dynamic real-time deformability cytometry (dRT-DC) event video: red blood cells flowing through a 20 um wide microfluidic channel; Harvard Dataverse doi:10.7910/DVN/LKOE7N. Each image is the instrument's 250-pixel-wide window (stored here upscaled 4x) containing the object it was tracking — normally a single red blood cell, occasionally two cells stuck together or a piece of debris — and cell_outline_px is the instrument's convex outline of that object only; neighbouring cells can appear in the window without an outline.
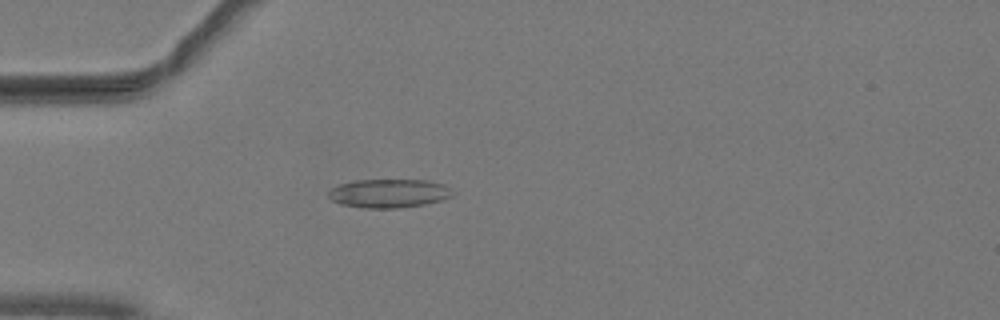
{"species": "common noctule bat (a hibernating species)", "species_latin": "Nyctalus noctula", "temperature_condition": "warm", "stored_images_in_passage": 51, "camera_frame_rate_fps": 3000, "um_per_image_px": 0.085, "animal": {"sex": "male", "body_mass_g": 19.2, "forearm_length_mm": 51.8}, "frame": {"image": 1, "passage_image": 15, "time_ms": 4.667, "image_size_px": [1000, 320], "cell_outline_px": [[456, 192], [452, 196], [444, 200], [424, 204], [400, 208], [364, 208], [340, 204], [332, 200], [328, 196], [328, 192], [332, 188], [340, 184], [356, 180], [428, 180], [444, 184]], "centroid_in_image_um": [33.1, 16.43], "position_along_channel_um": 51.9, "area_um2": 20.92}}
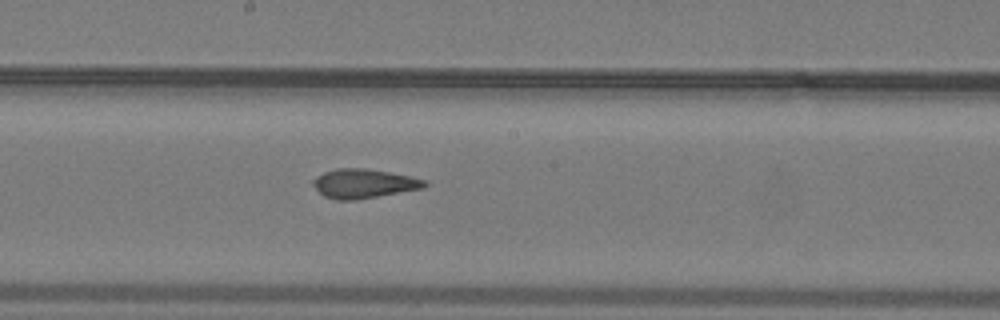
{"frame": {"image": 2, "passage_image": 28, "time_ms": 9.0, "image_size_px": [1000, 320], "cell_outline_px": [[428, 184], [424, 188], [356, 200], [336, 200], [324, 196], [312, 184], [312, 180], [316, 176], [324, 172], [336, 168], [364, 168], [388, 172], [428, 180]], "centroid_in_image_um": [30.91, 15.6], "position_along_channel_um": 217.3, "area_um2": 18.96}}
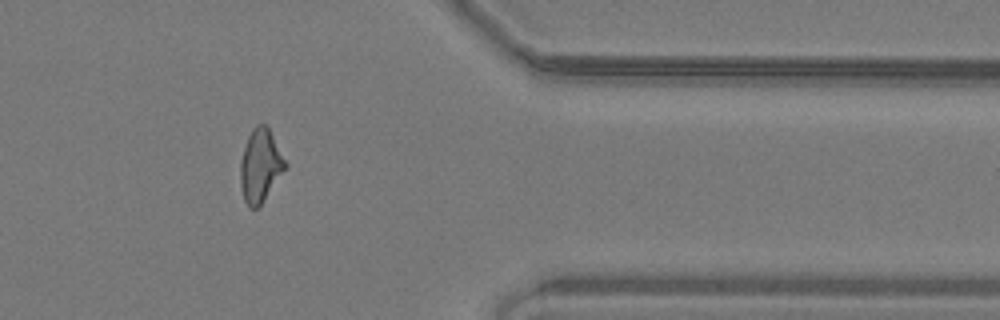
{"frame": {"image": 3, "passage_image": 42, "time_ms": 13.667, "image_size_px": [1000, 320], "cell_outline_px": [[288, 168], [260, 204], [256, 208], [248, 208], [244, 200], [240, 184], [240, 160], [248, 136], [252, 128], [256, 124], [264, 124], [268, 128], [288, 164]], "centroid_in_image_um": [22.13, 14.09], "position_along_channel_um": 389.3, "area_um2": 19.13}, "authors_computed_cell_mechanics": {"area_um2": 19.1896, "velocity_mm_per_s": 4.0758, "shape_relaxation_time_tau1_ms": null, "shape_relaxation_time_tau2_ms": 1.8992, "deformation_change_tau1": null, "deformation_change_tau2": 0.0933}}